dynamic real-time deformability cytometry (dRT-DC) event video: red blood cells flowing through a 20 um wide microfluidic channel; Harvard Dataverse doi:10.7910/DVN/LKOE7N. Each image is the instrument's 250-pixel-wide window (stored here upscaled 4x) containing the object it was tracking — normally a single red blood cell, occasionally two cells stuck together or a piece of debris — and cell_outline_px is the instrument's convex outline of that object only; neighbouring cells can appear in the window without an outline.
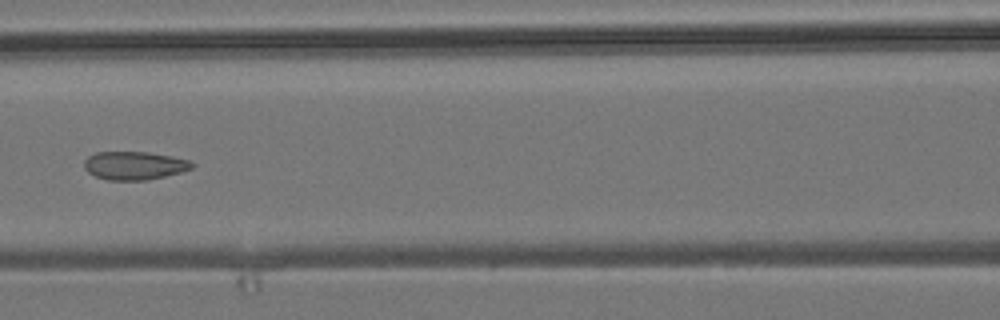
{"species": "common noctule bat (a hibernating species)", "species_latin": "Nyctalus noctula", "temperature_condition": "room temperature", "stored_images_in_passage": 6, "camera_frame_rate_fps": 3000, "um_per_image_px": 0.085, "animal": {"sex": "male", "body_mass_g": 19.2, "forearm_length_mm": 51.8}, "frame": {"image": 1, "passage_image": 6, "time_ms": 6.667, "image_size_px": [1000, 320], "cell_outline_px": [[196, 164], [192, 168], [180, 172], [148, 180], [108, 180], [96, 176], [88, 172], [84, 168], [84, 160], [88, 156], [96, 152], [148, 152], [172, 156], [188, 160]], "centroid_in_image_um": [11.41, 14.07], "position_along_channel_um": 155.2, "area_um2": 17.74}}